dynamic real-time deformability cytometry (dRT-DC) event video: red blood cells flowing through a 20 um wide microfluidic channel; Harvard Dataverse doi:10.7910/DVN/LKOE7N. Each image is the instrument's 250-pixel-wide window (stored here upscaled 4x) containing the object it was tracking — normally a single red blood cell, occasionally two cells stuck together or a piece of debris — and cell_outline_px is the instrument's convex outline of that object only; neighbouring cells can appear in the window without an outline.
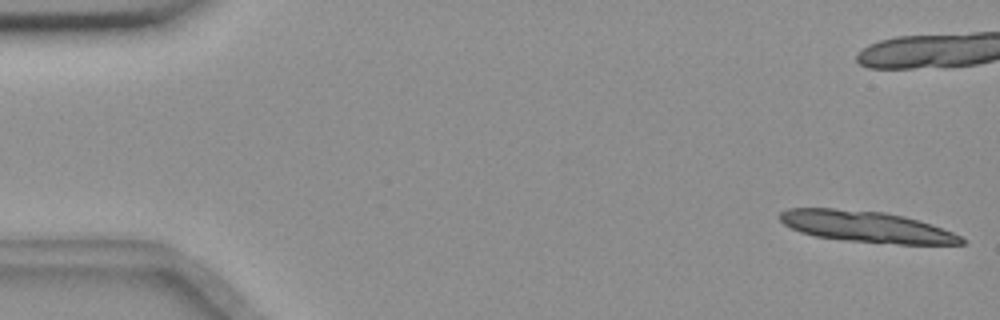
{"species": "common noctule bat (a hibernating species)", "species_latin": "Nyctalus noctula", "temperature_condition": "room temperature", "stored_images_in_passage": 14, "camera_frame_rate_fps": 3000, "um_per_image_px": 0.085, "animal": {"sex": "female", "body_mass_g": 18.4}, "frame": {"image": 1, "passage_image": 1, "time_ms": 0.0, "image_size_px": [1000, 320], "cell_outline_px": [[968, 240], [964, 244], [900, 244], [844, 240], [816, 236], [800, 232], [784, 224], [776, 216], [780, 212], [788, 208], [832, 208], [884, 212], [904, 216], [920, 220], [932, 224], [952, 232]], "centroid_in_image_um": [73.64, 19.26], "position_along_channel_um": 11.4, "area_um2": 33.06}}